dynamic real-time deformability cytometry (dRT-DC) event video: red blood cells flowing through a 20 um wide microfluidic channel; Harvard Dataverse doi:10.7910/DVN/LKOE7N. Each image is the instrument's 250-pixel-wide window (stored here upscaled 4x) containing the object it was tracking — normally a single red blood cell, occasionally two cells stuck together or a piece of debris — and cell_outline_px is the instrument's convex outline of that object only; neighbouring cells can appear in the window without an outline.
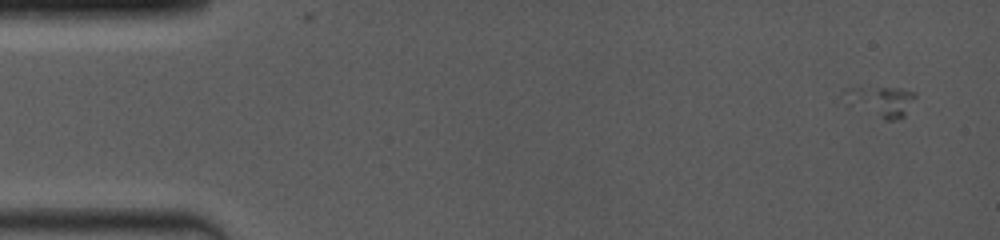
{"species": "common noctule bat (a hibernating species)", "species_latin": "Nyctalus noctula", "temperature_condition": "room temperature", "stored_images_in_passage": 9, "camera_frame_rate_fps": 4000, "um_per_image_px": 0.085, "animal": {"sex": "female", "body_mass_g": 19.0, "forearm_length_mm": 53.3}, "frame": {"image": 1, "passage_image": 1, "time_ms": 0.0, "image_size_px": [1000, 240], "cell_outline_px": [[916, 96], [904, 116], [892, 120], [884, 120], [848, 104], [844, 92], [848, 88], [860, 84], [900, 88], [916, 92]], "centroid_in_image_um": [74.86, 8.54], "position_along_channel_um": 10.1, "area_um2": 13.01}}